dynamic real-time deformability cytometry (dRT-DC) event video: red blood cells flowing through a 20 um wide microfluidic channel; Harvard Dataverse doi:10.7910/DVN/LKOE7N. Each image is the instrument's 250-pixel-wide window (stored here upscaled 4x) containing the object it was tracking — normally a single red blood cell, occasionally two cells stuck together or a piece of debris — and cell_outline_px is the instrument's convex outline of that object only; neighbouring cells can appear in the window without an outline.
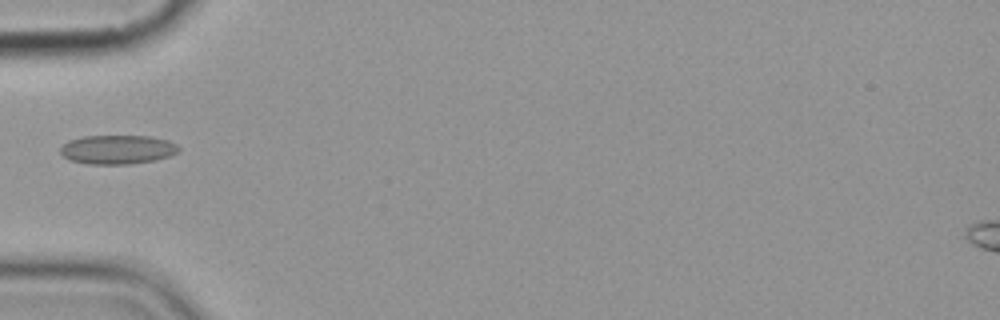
{"species": "common noctule bat (a hibernating species)", "species_latin": "Nyctalus noctula", "temperature_condition": "cold", "stored_images_in_passage": 7, "camera_frame_rate_fps": 3000, "um_per_image_px": 0.085, "animal": {"sex": "female", "body_mass_g": 19.9}, "frame": {"image": 1, "passage_image": 2, "time_ms": 1.333, "image_size_px": [1000, 320], "cell_outline_px": [[180, 148], [176, 152], [168, 156], [156, 160], [128, 164], [88, 164], [68, 160], [60, 152], [60, 148], [68, 140], [84, 136], [148, 136], [168, 140], [176, 144]], "centroid_in_image_um": [9.96, 12.71], "position_along_channel_um": 75.0, "area_um2": 20.0}}
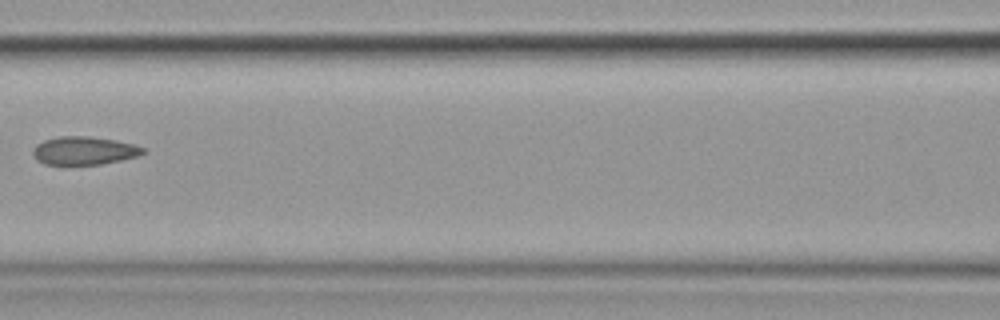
{"frame": {"image": 2, "passage_image": 4, "time_ms": 3.667, "image_size_px": [1000, 320], "cell_outline_px": [[144, 152], [136, 156], [120, 160], [100, 164], [44, 164], [36, 160], [32, 152], [36, 144], [44, 140], [60, 136], [88, 136], [116, 140], [132, 144], [144, 148]], "centroid_in_image_um": [7.1, 12.8], "position_along_channel_um": 159.5, "area_um2": 17.86}}
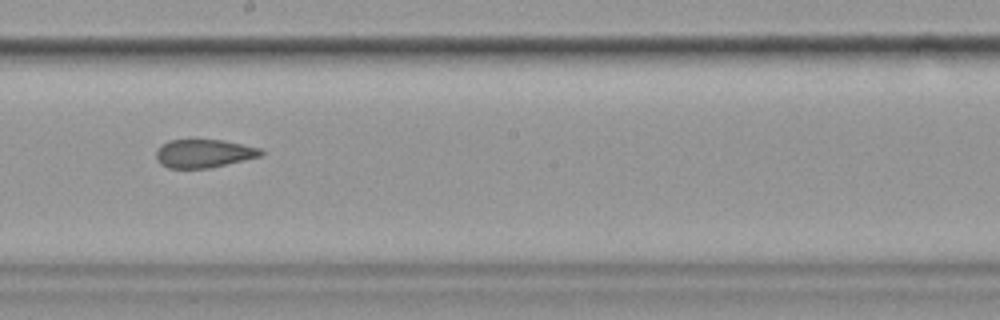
{"frame": {"image": 3, "passage_image": 6, "time_ms": 5.667, "image_size_px": [1000, 320], "cell_outline_px": [[264, 152], [260, 156], [208, 168], [168, 168], [160, 164], [156, 160], [156, 148], [160, 144], [168, 140], [224, 140], [260, 148]], "centroid_in_image_um": [17.26, 13.04], "position_along_channel_um": 230.9, "area_um2": 17.28}}